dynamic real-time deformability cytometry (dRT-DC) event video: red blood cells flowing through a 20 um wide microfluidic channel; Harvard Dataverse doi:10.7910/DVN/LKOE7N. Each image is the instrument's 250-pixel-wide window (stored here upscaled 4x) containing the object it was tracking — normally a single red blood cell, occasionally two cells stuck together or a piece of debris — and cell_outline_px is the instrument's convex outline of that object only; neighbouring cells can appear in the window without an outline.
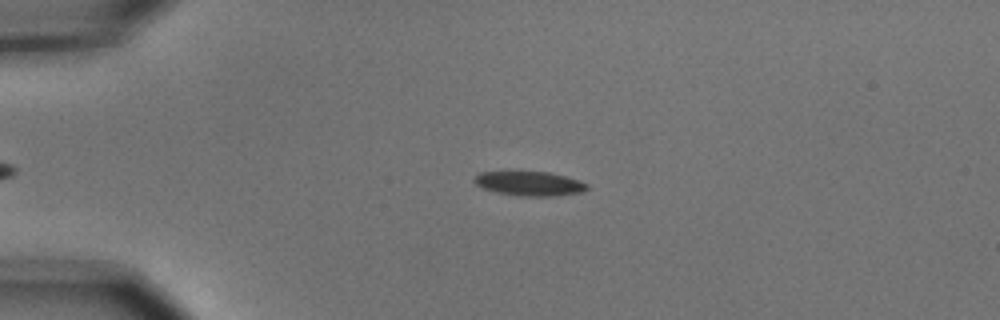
{"species": "common noctule bat (a hibernating species)", "species_latin": "Nyctalus noctula", "temperature_condition": "cold", "stored_images_in_passage": 40, "camera_frame_rate_fps": 3000, "um_per_image_px": 0.085, "animal": {"sex": "male", "body_mass_g": 15.6}, "frame": {"image": 1, "passage_image": 4, "time_ms": 1.0, "image_size_px": [1000, 320], "cell_outline_px": [[588, 188], [580, 192], [552, 196], [520, 196], [496, 192], [484, 188], [476, 184], [472, 180], [480, 172], [548, 172], [580, 180], [588, 184]], "centroid_in_image_um": [45.0, 15.6], "position_along_channel_um": 40.0, "area_um2": 15.78}}
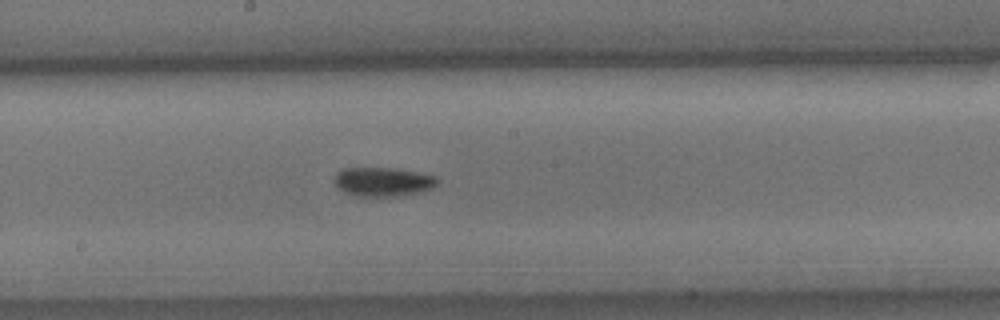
{"frame": {"image": 2, "passage_image": 21, "time_ms": 6.667, "image_size_px": [1000, 320], "cell_outline_px": [[440, 180], [432, 188], [420, 192], [396, 196], [356, 196], [344, 192], [336, 184], [336, 172], [344, 168], [396, 168], [436, 176]], "centroid_in_image_um": [32.58, 15.45], "position_along_channel_um": 215.6, "area_um2": 17.28}}
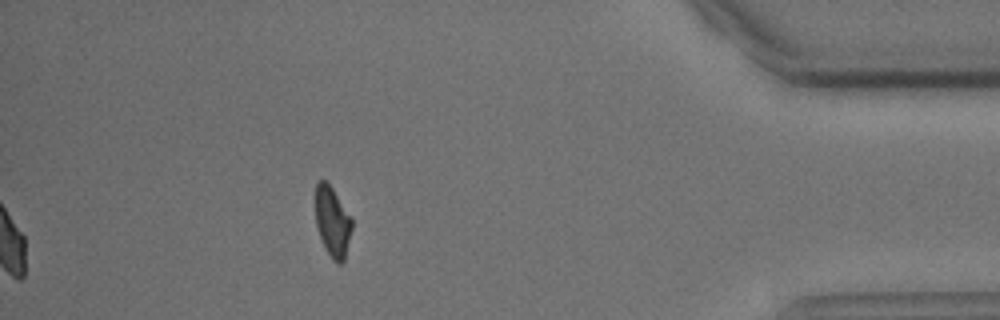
{"frame": {"image": 3, "passage_image": 40, "time_ms": 13.0, "image_size_px": [1000, 320], "cell_outline_px": [[352, 228], [344, 260], [340, 264], [336, 264], [332, 260], [324, 248], [316, 228], [316, 184], [320, 180], [324, 180], [332, 188], [352, 216]], "centroid_in_image_um": [28.26, 18.88], "position_along_channel_um": 406.9, "area_um2": 15.03}, "authors_computed_cell_mechanics": {"area_um2": 16.8487, "velocity_mm_per_s": 3.6874, "shape_relaxation_time_tau1_ms": 3.1003, "shape_relaxation_time_tau2_ms": null, "deformation_change_tau1": 0.1073, "deformation_change_tau2": null}}